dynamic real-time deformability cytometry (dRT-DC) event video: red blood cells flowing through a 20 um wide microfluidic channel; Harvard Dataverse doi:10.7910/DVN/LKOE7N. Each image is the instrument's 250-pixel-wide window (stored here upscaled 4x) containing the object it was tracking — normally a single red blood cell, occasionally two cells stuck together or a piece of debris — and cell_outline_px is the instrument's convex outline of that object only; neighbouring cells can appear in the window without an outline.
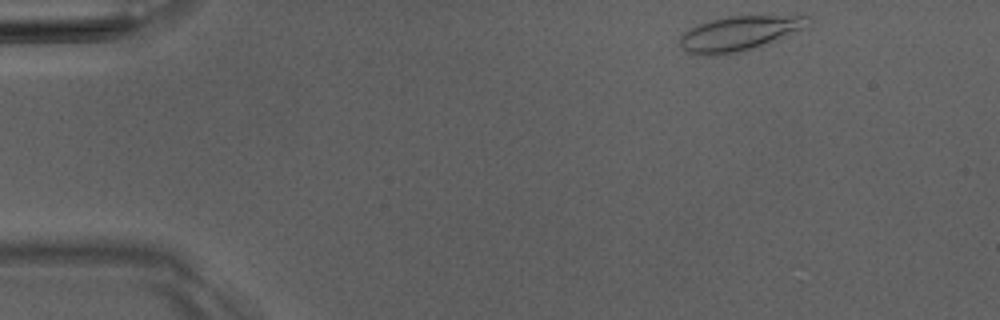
{"species": "Egyptian fruit bat (a non-hibernating species)", "species_latin": "Rousettus aegyptiacus", "temperature_condition": "room temperature", "stored_images_in_passage": 3, "camera_frame_rate_fps": 3000, "um_per_image_px": 0.085, "animal": {"sex": "male"}, "frame": {"image": 1, "passage_image": 1, "time_ms": 0.0, "image_size_px": [1000, 320], "cell_outline_px": [[812, 20], [808, 28], [736, 52], [716, 56], [696, 56], [680, 48], [680, 36], [688, 28], [696, 24], [728, 16], [808, 16]], "centroid_in_image_um": [62.76, 2.84], "position_along_channel_um": 22.2, "area_um2": 25.66}}